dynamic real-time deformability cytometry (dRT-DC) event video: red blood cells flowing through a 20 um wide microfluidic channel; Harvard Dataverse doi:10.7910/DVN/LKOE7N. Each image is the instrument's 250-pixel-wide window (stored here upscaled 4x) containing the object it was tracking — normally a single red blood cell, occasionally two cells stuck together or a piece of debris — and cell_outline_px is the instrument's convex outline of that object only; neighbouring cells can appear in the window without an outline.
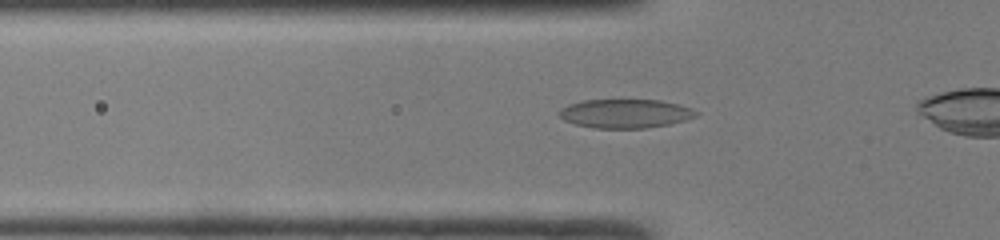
{"species": "common noctule bat (a hibernating species)", "species_latin": "Nyctalus noctula", "temperature_condition": "room temperature", "stored_images_in_passage": 28, "camera_frame_rate_fps": 3000, "um_per_image_px": 0.085, "animal": {"sex": "male", "body_mass_g": 19.0, "forearm_length_mm": 50.8}, "frame": {"image": 1, "passage_image": 5, "time_ms": 1.333, "image_size_px": [1000, 240], "cell_outline_px": [[700, 112], [696, 116], [684, 120], [668, 124], [644, 128], [592, 128], [576, 124], [564, 120], [560, 116], [560, 108], [568, 104], [584, 100], [660, 100], [680, 104], [692, 108]], "centroid_in_image_um": [53.16, 9.64], "position_along_channel_um": 72.6, "area_um2": 23.0}}
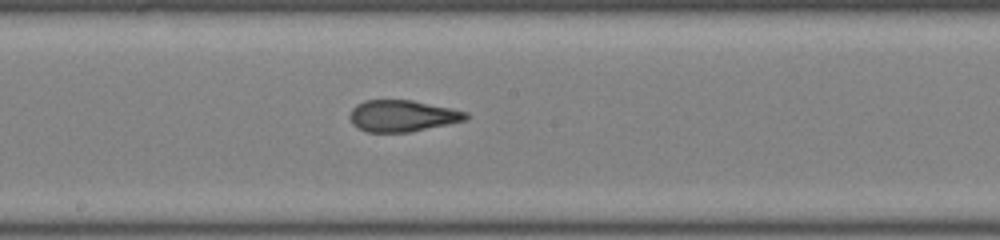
{"frame": {"image": 2, "passage_image": 15, "time_ms": 4.667, "image_size_px": [1000, 240], "cell_outline_px": [[468, 120], [408, 132], [368, 132], [352, 124], [348, 116], [352, 108], [356, 104], [364, 100], [412, 100], [452, 108], [468, 112]], "centroid_in_image_um": [34.2, 9.84], "position_along_channel_um": 214.0, "area_um2": 21.39}}
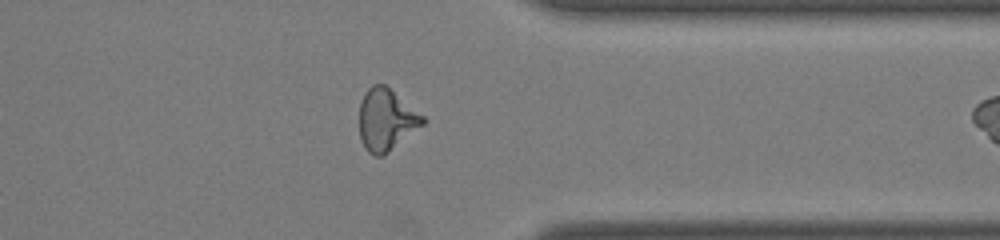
{"frame": {"image": 3, "passage_image": 27, "time_ms": 8.667, "image_size_px": [1000, 240], "cell_outline_px": [[428, 120], [424, 124], [384, 156], [376, 156], [368, 152], [364, 148], [360, 140], [360, 100], [364, 92], [372, 84], [384, 84], [424, 116]], "centroid_in_image_um": [32.82, 10.19], "position_along_channel_um": 378.6, "area_um2": 22.95}}